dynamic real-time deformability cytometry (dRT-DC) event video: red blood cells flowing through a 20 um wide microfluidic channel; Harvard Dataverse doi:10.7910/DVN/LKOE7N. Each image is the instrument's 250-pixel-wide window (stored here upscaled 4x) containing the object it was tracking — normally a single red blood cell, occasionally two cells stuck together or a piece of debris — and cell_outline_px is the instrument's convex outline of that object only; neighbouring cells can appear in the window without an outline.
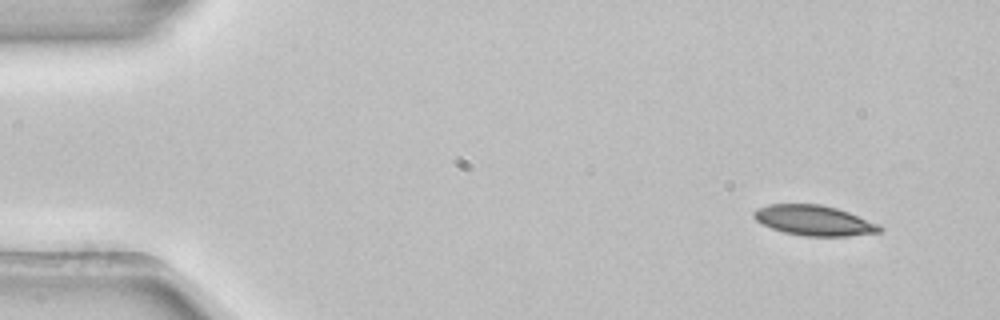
{"species": "common noctule bat (a hibernating species)", "species_latin": "Nyctalus noctula", "temperature_condition": "room temperature", "stored_images_in_passage": 3, "camera_frame_rate_fps": 3000, "um_per_image_px": 0.085, "animal": {"sex": "female", "body_mass_g": 22.7, "forearm_length_mm": 54.2}, "frame": {"image": 1, "passage_image": 1, "time_ms": 0.0, "image_size_px": [1000, 320], "cell_outline_px": [[884, 228], [880, 232], [848, 236], [804, 236], [784, 232], [772, 228], [756, 220], [752, 216], [752, 212], [756, 208], [768, 204], [820, 204], [836, 208], [848, 212], [880, 224]], "centroid_in_image_um": [69.19, 18.73], "position_along_channel_um": 15.8, "area_um2": 22.2}}